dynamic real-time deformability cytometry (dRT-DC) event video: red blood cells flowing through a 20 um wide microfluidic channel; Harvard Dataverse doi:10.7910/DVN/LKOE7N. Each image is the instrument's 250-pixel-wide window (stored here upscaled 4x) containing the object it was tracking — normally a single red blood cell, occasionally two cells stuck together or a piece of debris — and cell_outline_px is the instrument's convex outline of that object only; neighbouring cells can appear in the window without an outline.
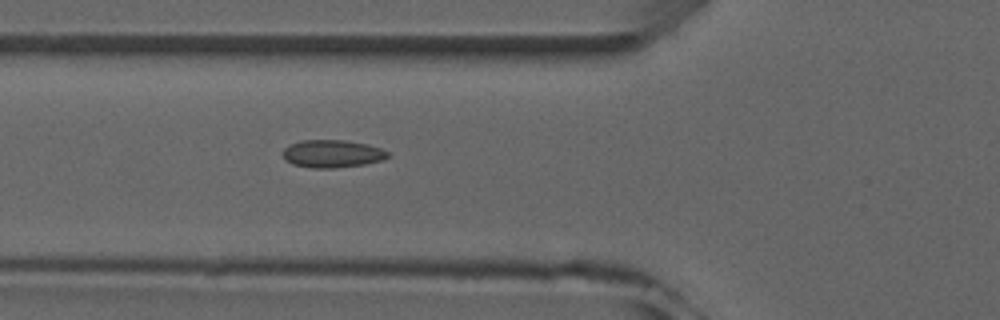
{"species": "common noctule bat (a hibernating species)", "species_latin": "Nyctalus noctula", "temperature_condition": "room temperature", "stored_images_in_passage": 5, "camera_frame_rate_fps": 3000, "um_per_image_px": 0.085, "animal": {"sex": "male", "forearm_length_mm": 52.5}, "frame": {"image": 1, "passage_image": 5, "time_ms": 5.667, "image_size_px": [1000, 320], "cell_outline_px": [[388, 156], [380, 160], [364, 164], [332, 168], [312, 168], [292, 164], [284, 160], [284, 148], [300, 140], [344, 140], [368, 144], [380, 148], [388, 152]], "centroid_in_image_um": [28.21, 13.06], "position_along_channel_um": 97.6, "area_um2": 16.76}}